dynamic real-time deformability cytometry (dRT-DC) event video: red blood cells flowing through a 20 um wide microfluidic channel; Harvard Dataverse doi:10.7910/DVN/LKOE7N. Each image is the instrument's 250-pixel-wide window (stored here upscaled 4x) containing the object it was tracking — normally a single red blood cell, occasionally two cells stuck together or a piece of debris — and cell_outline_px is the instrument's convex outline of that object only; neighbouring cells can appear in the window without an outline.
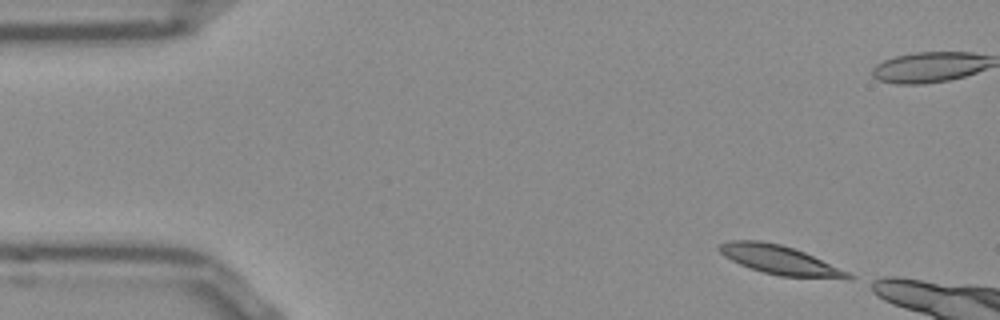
{"species": "Egyptian fruit bat (a non-hibernating species)", "species_latin": "Rousettus aegyptiacus", "temperature_condition": "room temperature", "stored_images_in_passage": 42, "camera_frame_rate_fps": 3000, "um_per_image_px": 0.085, "frame": {"image": 1, "passage_image": 1, "time_ms": 0.0, "image_size_px": [1000, 320], "cell_outline_px": [[856, 276], [780, 276], [748, 268], [724, 256], [716, 248], [716, 244], [728, 240], [760, 240], [780, 244], [804, 252], [848, 272]], "centroid_in_image_um": [66.05, 22.03], "position_along_channel_um": 18.9, "area_um2": 20.87}}
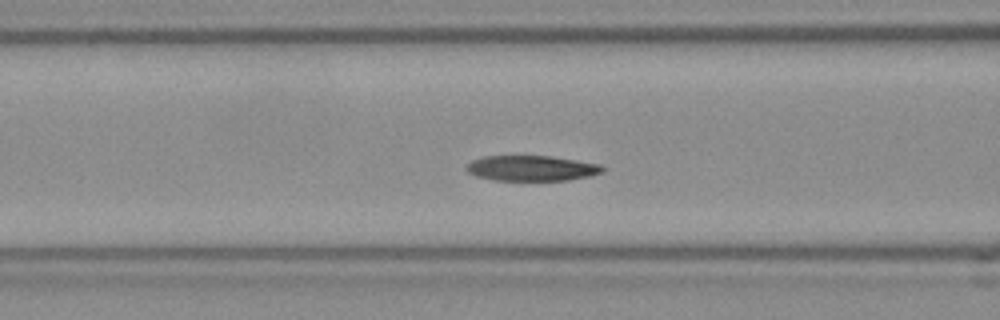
{"frame": {"image": 2, "passage_image": 16, "time_ms": 5.0, "image_size_px": [1000, 320], "cell_outline_px": [[604, 172], [588, 176], [568, 180], [492, 180], [476, 176], [468, 172], [464, 168], [472, 160], [484, 156], [552, 156], [600, 164], [604, 168]], "centroid_in_image_um": [45.17, 14.29], "position_along_channel_um": 121.4, "area_um2": 20.11}}
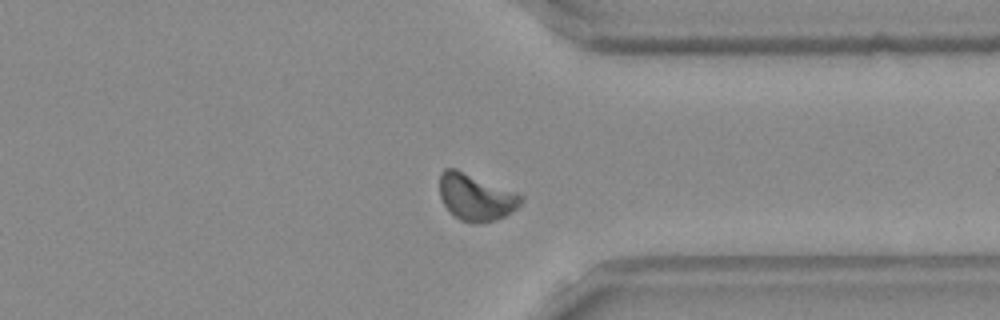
{"frame": {"image": 3, "passage_image": 36, "time_ms": 11.667, "image_size_px": [1000, 320], "cell_outline_px": [[524, 200], [512, 212], [504, 216], [480, 224], [472, 224], [460, 220], [444, 204], [440, 196], [440, 172], [444, 168], [456, 168], [516, 192], [524, 196]], "centroid_in_image_um": [40.45, 16.75], "position_along_channel_um": 370.9, "area_um2": 22.14}, "authors_computed_cell_mechanics": {"area_um2": 21.2704, "velocity_mm_per_s": 3.7936, "shape_relaxation_time_tau1_ms": 4.4584, "shape_relaxation_time_tau2_ms": 3.5913, "deformation_change_tau1": 0.1476, "deformation_change_tau2": 0.0915}}